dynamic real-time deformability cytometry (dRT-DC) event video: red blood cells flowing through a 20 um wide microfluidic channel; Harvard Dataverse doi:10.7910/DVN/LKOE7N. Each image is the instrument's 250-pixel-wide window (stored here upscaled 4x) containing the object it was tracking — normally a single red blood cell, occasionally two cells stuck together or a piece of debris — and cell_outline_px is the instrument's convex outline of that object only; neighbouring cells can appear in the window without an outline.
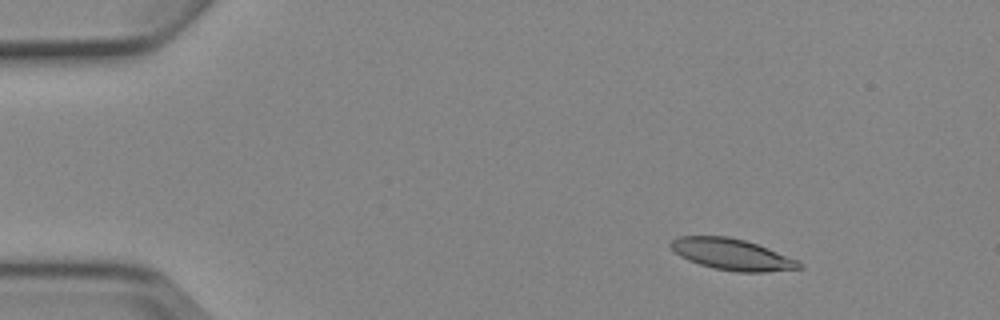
{"species": "Egyptian fruit bat (a non-hibernating species)", "species_latin": "Rousettus aegyptiacus", "temperature_condition": "cold", "stored_images_in_passage": 7, "camera_frame_rate_fps": 3000, "um_per_image_px": 0.085, "animal": {"sex": "female"}, "frame": {"image": 1, "passage_image": 3, "time_ms": 2.333, "image_size_px": [1000, 320], "cell_outline_px": [[804, 268], [764, 272], [736, 272], [716, 268], [700, 264], [688, 260], [680, 256], [668, 244], [676, 236], [728, 236], [744, 240], [768, 248], [796, 260], [804, 264]], "centroid_in_image_um": [62.21, 21.62], "position_along_channel_um": 22.8, "area_um2": 23.24}}
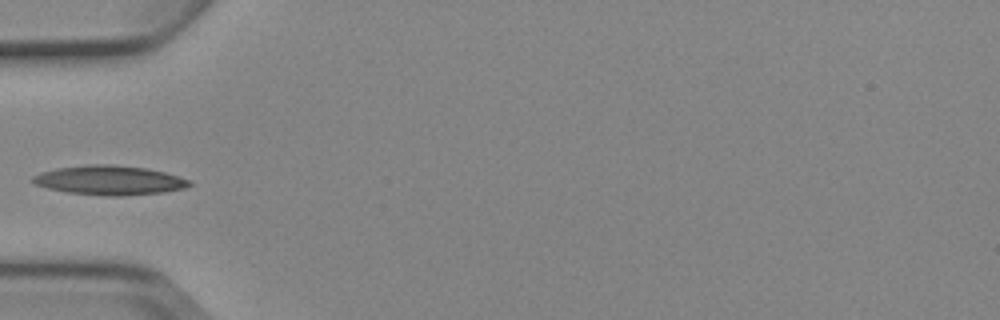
{"frame": {"image": 2, "passage_image": 6, "time_ms": 6.0, "image_size_px": [1000, 320], "cell_outline_px": [[192, 184], [184, 188], [164, 192], [124, 196], [108, 196], [68, 192], [48, 188], [36, 184], [28, 180], [32, 176], [40, 172], [56, 168], [84, 164], [112, 164], [148, 168], [180, 176], [192, 180]], "centroid_in_image_um": [9.31, 15.31], "position_along_channel_um": 75.7, "area_um2": 27.11}}
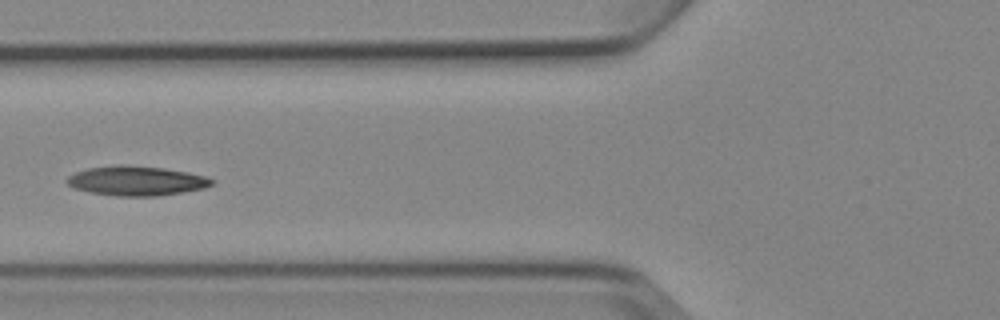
{"frame": {"image": 3, "passage_image": 7, "time_ms": 7.0, "image_size_px": [1000, 320], "cell_outline_px": [[216, 180], [212, 184], [204, 188], [156, 196], [116, 196], [92, 192], [72, 188], [64, 180], [68, 176], [76, 172], [88, 168], [120, 164], [128, 164], [164, 168], [188, 172], [204, 176]], "centroid_in_image_um": [11.57, 15.36], "position_along_channel_um": 114.2, "area_um2": 24.97}}